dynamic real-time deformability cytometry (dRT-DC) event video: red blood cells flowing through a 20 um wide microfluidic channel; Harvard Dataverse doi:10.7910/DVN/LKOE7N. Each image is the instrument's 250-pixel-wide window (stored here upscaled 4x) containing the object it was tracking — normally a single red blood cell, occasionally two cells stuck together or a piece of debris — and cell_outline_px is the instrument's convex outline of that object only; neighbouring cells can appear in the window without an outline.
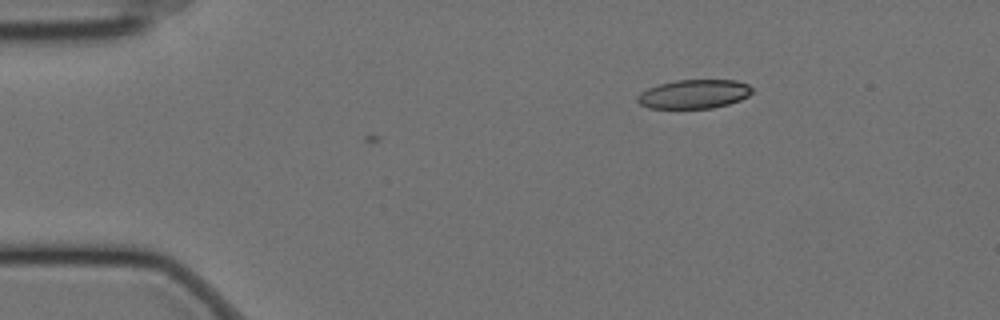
{"species": "Egyptian fruit bat (a non-hibernating species)", "species_latin": "Rousettus aegyptiacus", "temperature_condition": "cold", "stored_images_in_passage": 13, "camera_frame_rate_fps": 3000, "um_per_image_px": 0.085, "animal": {"sex": "female"}, "frame": {"image": 1, "passage_image": 13, "time_ms": 4.0, "image_size_px": [1000, 320], "cell_outline_px": [[752, 92], [748, 96], [740, 100], [728, 104], [712, 108], [648, 108], [640, 104], [636, 100], [636, 96], [640, 92], [648, 88], [660, 84], [676, 80], [736, 80], [748, 84], [752, 88]], "centroid_in_image_um": [58.98, 7.99], "position_along_channel_um": 26.0, "area_um2": 19.36}}